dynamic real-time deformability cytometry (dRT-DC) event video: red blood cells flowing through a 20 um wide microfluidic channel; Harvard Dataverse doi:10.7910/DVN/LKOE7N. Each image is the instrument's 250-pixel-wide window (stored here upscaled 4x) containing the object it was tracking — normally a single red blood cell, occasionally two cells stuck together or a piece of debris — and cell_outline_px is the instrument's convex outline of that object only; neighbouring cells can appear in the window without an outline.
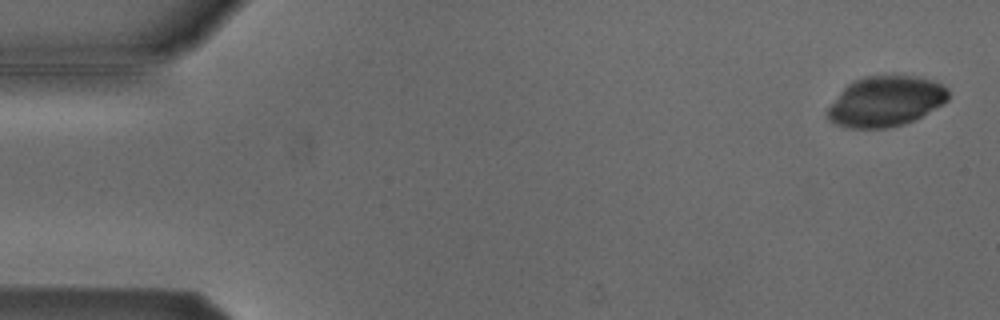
{"species": "Egyptian fruit bat (a non-hibernating species)", "species_latin": "Rousettus aegyptiacus", "temperature_condition": "cold", "stored_images_in_passage": 6, "camera_frame_rate_fps": 3000, "um_per_image_px": 0.085, "animal": {"sex": "male"}, "frame": {"image": 1, "passage_image": 1, "time_ms": 0.0, "image_size_px": [1000, 320], "cell_outline_px": [[948, 100], [944, 104], [904, 124], [888, 128], [848, 128], [836, 124], [828, 120], [824, 112], [840, 92], [852, 80], [868, 76], [916, 76], [932, 80], [944, 84], [948, 88]], "centroid_in_image_um": [75.26, 8.62], "position_along_channel_um": 9.7, "area_um2": 35.55}}